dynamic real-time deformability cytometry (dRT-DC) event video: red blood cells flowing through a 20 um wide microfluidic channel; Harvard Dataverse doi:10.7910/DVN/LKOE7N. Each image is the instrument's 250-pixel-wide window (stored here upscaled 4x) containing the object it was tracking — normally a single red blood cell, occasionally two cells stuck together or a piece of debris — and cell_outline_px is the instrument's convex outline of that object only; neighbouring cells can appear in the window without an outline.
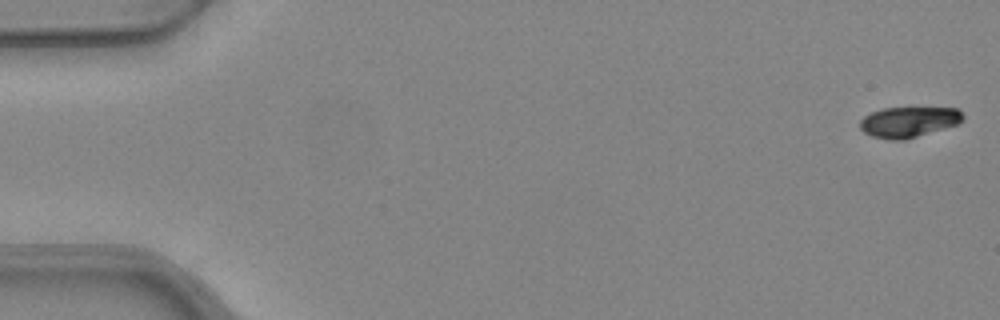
{"species": "common noctule bat (a hibernating species)", "species_latin": "Nyctalus noctula", "temperature_condition": "warm", "stored_images_in_passage": 11, "camera_frame_rate_fps": 3000, "um_per_image_px": 0.085, "animal": {"sex": "female", "body_mass_g": 24.6, "forearm_length_mm": 56.2}, "frame": {"image": 1, "passage_image": 1, "time_ms": 0.0, "image_size_px": [1000, 320], "cell_outline_px": [[964, 120], [956, 124], [904, 140], [892, 140], [872, 136], [864, 132], [860, 128], [860, 120], [864, 116], [872, 112], [884, 108], [956, 108], [964, 116]], "centroid_in_image_um": [77.21, 10.36], "position_along_channel_um": 7.8, "area_um2": 18.03}}